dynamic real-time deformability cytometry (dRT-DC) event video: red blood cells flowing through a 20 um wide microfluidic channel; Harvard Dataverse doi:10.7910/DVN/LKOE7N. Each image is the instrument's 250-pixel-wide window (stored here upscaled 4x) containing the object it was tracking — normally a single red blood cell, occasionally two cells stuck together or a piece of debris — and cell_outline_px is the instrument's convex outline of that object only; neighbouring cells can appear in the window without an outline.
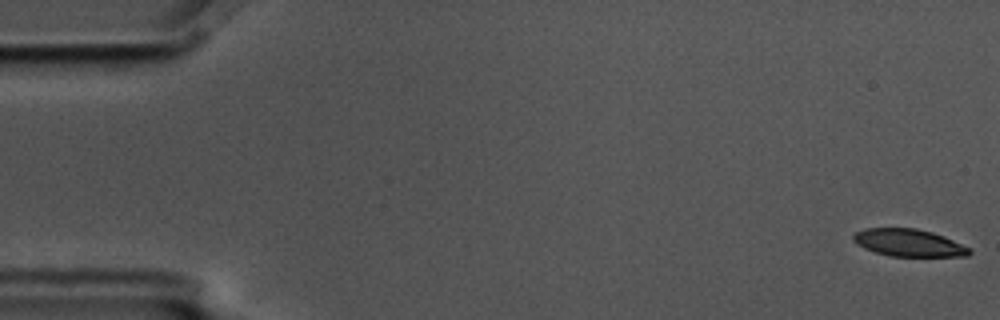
{"species": "common noctule bat (a hibernating species)", "species_latin": "Nyctalus noctula", "temperature_condition": "cold", "stored_images_in_passage": 6, "camera_frame_rate_fps": 3000, "um_per_image_px": 0.085, "animal": {"sex": "male", "body_mass_g": 17.5, "forearm_length_mm": 52.3}, "frame": {"image": 1, "passage_image": 1, "time_ms": 0.0, "image_size_px": [1000, 320], "cell_outline_px": [[972, 252], [968, 256], [892, 256], [876, 252], [864, 248], [856, 244], [852, 240], [852, 236], [856, 232], [864, 228], [916, 228], [932, 232], [944, 236], [972, 248]], "centroid_in_image_um": [77.26, 20.63], "position_along_channel_um": 7.7, "area_um2": 18.61}}
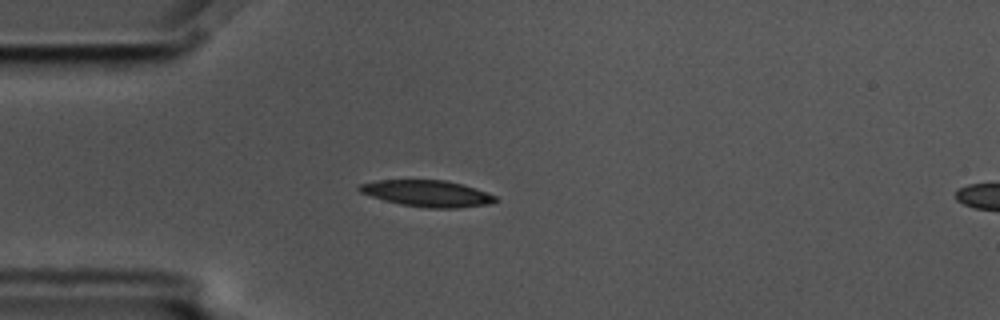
{"frame": {"image": 2, "passage_image": 5, "time_ms": 1.333, "image_size_px": [1000, 320], "cell_outline_px": [[500, 200], [488, 204], [456, 208], [428, 208], [400, 204], [384, 200], [360, 192], [356, 188], [360, 184], [376, 180], [444, 180], [476, 188], [496, 196]], "centroid_in_image_um": [36.32, 16.44], "position_along_channel_um": 48.7, "area_um2": 20.87}}